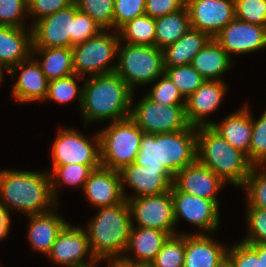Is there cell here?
<instances>
[{
    "label": "cell",
    "instance_id": "cell-46",
    "mask_svg": "<svg viewBox=\"0 0 266 267\" xmlns=\"http://www.w3.org/2000/svg\"><path fill=\"white\" fill-rule=\"evenodd\" d=\"M74 0H28V14L40 20L71 5Z\"/></svg>",
    "mask_w": 266,
    "mask_h": 267
},
{
    "label": "cell",
    "instance_id": "cell-10",
    "mask_svg": "<svg viewBox=\"0 0 266 267\" xmlns=\"http://www.w3.org/2000/svg\"><path fill=\"white\" fill-rule=\"evenodd\" d=\"M53 166L82 164L101 165L100 137L94 143L82 133L72 129H60L52 146Z\"/></svg>",
    "mask_w": 266,
    "mask_h": 267
},
{
    "label": "cell",
    "instance_id": "cell-34",
    "mask_svg": "<svg viewBox=\"0 0 266 267\" xmlns=\"http://www.w3.org/2000/svg\"><path fill=\"white\" fill-rule=\"evenodd\" d=\"M185 234L170 236L153 260L154 267H184Z\"/></svg>",
    "mask_w": 266,
    "mask_h": 267
},
{
    "label": "cell",
    "instance_id": "cell-26",
    "mask_svg": "<svg viewBox=\"0 0 266 267\" xmlns=\"http://www.w3.org/2000/svg\"><path fill=\"white\" fill-rule=\"evenodd\" d=\"M28 239L34 250L46 256L50 253L59 232L68 223L53 210L28 216Z\"/></svg>",
    "mask_w": 266,
    "mask_h": 267
},
{
    "label": "cell",
    "instance_id": "cell-33",
    "mask_svg": "<svg viewBox=\"0 0 266 267\" xmlns=\"http://www.w3.org/2000/svg\"><path fill=\"white\" fill-rule=\"evenodd\" d=\"M164 73L178 88L179 92L184 97L183 100H186L206 81V79L190 64L165 67Z\"/></svg>",
    "mask_w": 266,
    "mask_h": 267
},
{
    "label": "cell",
    "instance_id": "cell-5",
    "mask_svg": "<svg viewBox=\"0 0 266 267\" xmlns=\"http://www.w3.org/2000/svg\"><path fill=\"white\" fill-rule=\"evenodd\" d=\"M197 161L235 187L244 185L253 166L245 153L232 147L210 126L197 127Z\"/></svg>",
    "mask_w": 266,
    "mask_h": 267
},
{
    "label": "cell",
    "instance_id": "cell-9",
    "mask_svg": "<svg viewBox=\"0 0 266 267\" xmlns=\"http://www.w3.org/2000/svg\"><path fill=\"white\" fill-rule=\"evenodd\" d=\"M135 105L131 108L130 117L144 133H172L191 126L186 117L185 105H160L147 95Z\"/></svg>",
    "mask_w": 266,
    "mask_h": 267
},
{
    "label": "cell",
    "instance_id": "cell-11",
    "mask_svg": "<svg viewBox=\"0 0 266 267\" xmlns=\"http://www.w3.org/2000/svg\"><path fill=\"white\" fill-rule=\"evenodd\" d=\"M128 204L131 217L138 223L137 227L156 229L170 236L177 235L171 191L129 199Z\"/></svg>",
    "mask_w": 266,
    "mask_h": 267
},
{
    "label": "cell",
    "instance_id": "cell-15",
    "mask_svg": "<svg viewBox=\"0 0 266 267\" xmlns=\"http://www.w3.org/2000/svg\"><path fill=\"white\" fill-rule=\"evenodd\" d=\"M191 28L216 36L235 18L234 0H186Z\"/></svg>",
    "mask_w": 266,
    "mask_h": 267
},
{
    "label": "cell",
    "instance_id": "cell-51",
    "mask_svg": "<svg viewBox=\"0 0 266 267\" xmlns=\"http://www.w3.org/2000/svg\"><path fill=\"white\" fill-rule=\"evenodd\" d=\"M219 267H233V266L227 259H225Z\"/></svg>",
    "mask_w": 266,
    "mask_h": 267
},
{
    "label": "cell",
    "instance_id": "cell-21",
    "mask_svg": "<svg viewBox=\"0 0 266 267\" xmlns=\"http://www.w3.org/2000/svg\"><path fill=\"white\" fill-rule=\"evenodd\" d=\"M17 70H21V73L12 89L11 97L20 103L45 100L49 81L42 72L37 59H33L32 55L27 60L12 67L8 74L14 75Z\"/></svg>",
    "mask_w": 266,
    "mask_h": 267
},
{
    "label": "cell",
    "instance_id": "cell-38",
    "mask_svg": "<svg viewBox=\"0 0 266 267\" xmlns=\"http://www.w3.org/2000/svg\"><path fill=\"white\" fill-rule=\"evenodd\" d=\"M252 127L249 162L253 166L266 167V111L257 121L252 118Z\"/></svg>",
    "mask_w": 266,
    "mask_h": 267
},
{
    "label": "cell",
    "instance_id": "cell-36",
    "mask_svg": "<svg viewBox=\"0 0 266 267\" xmlns=\"http://www.w3.org/2000/svg\"><path fill=\"white\" fill-rule=\"evenodd\" d=\"M78 10L88 14L103 30L113 28L114 0H74Z\"/></svg>",
    "mask_w": 266,
    "mask_h": 267
},
{
    "label": "cell",
    "instance_id": "cell-7",
    "mask_svg": "<svg viewBox=\"0 0 266 267\" xmlns=\"http://www.w3.org/2000/svg\"><path fill=\"white\" fill-rule=\"evenodd\" d=\"M116 73L134 91L136 85H147L164 74L163 51L156 46L123 44L118 46Z\"/></svg>",
    "mask_w": 266,
    "mask_h": 267
},
{
    "label": "cell",
    "instance_id": "cell-47",
    "mask_svg": "<svg viewBox=\"0 0 266 267\" xmlns=\"http://www.w3.org/2000/svg\"><path fill=\"white\" fill-rule=\"evenodd\" d=\"M185 5L186 0H146L145 14L156 19L175 13Z\"/></svg>",
    "mask_w": 266,
    "mask_h": 267
},
{
    "label": "cell",
    "instance_id": "cell-2",
    "mask_svg": "<svg viewBox=\"0 0 266 267\" xmlns=\"http://www.w3.org/2000/svg\"><path fill=\"white\" fill-rule=\"evenodd\" d=\"M86 79L81 87L85 125L91 121L114 122L130 117L134 92L116 72Z\"/></svg>",
    "mask_w": 266,
    "mask_h": 267
},
{
    "label": "cell",
    "instance_id": "cell-44",
    "mask_svg": "<svg viewBox=\"0 0 266 267\" xmlns=\"http://www.w3.org/2000/svg\"><path fill=\"white\" fill-rule=\"evenodd\" d=\"M27 4L28 0H0V25L25 27L22 17L28 14Z\"/></svg>",
    "mask_w": 266,
    "mask_h": 267
},
{
    "label": "cell",
    "instance_id": "cell-27",
    "mask_svg": "<svg viewBox=\"0 0 266 267\" xmlns=\"http://www.w3.org/2000/svg\"><path fill=\"white\" fill-rule=\"evenodd\" d=\"M211 37L200 30L190 28L176 42L162 49L164 67H174L191 64L193 58L206 45Z\"/></svg>",
    "mask_w": 266,
    "mask_h": 267
},
{
    "label": "cell",
    "instance_id": "cell-43",
    "mask_svg": "<svg viewBox=\"0 0 266 267\" xmlns=\"http://www.w3.org/2000/svg\"><path fill=\"white\" fill-rule=\"evenodd\" d=\"M248 235L244 240L247 244H266V209L247 206Z\"/></svg>",
    "mask_w": 266,
    "mask_h": 267
},
{
    "label": "cell",
    "instance_id": "cell-28",
    "mask_svg": "<svg viewBox=\"0 0 266 267\" xmlns=\"http://www.w3.org/2000/svg\"><path fill=\"white\" fill-rule=\"evenodd\" d=\"M190 65L206 80L221 81V75L232 65V57L214 38H211Z\"/></svg>",
    "mask_w": 266,
    "mask_h": 267
},
{
    "label": "cell",
    "instance_id": "cell-19",
    "mask_svg": "<svg viewBox=\"0 0 266 267\" xmlns=\"http://www.w3.org/2000/svg\"><path fill=\"white\" fill-rule=\"evenodd\" d=\"M224 81L206 80L192 95L186 99L185 110L191 126H210L213 121L205 117L218 109L227 91Z\"/></svg>",
    "mask_w": 266,
    "mask_h": 267
},
{
    "label": "cell",
    "instance_id": "cell-4",
    "mask_svg": "<svg viewBox=\"0 0 266 267\" xmlns=\"http://www.w3.org/2000/svg\"><path fill=\"white\" fill-rule=\"evenodd\" d=\"M99 212L88 224L87 236L93 257L114 261L126 250L132 226L128 201L113 206L99 207Z\"/></svg>",
    "mask_w": 266,
    "mask_h": 267
},
{
    "label": "cell",
    "instance_id": "cell-40",
    "mask_svg": "<svg viewBox=\"0 0 266 267\" xmlns=\"http://www.w3.org/2000/svg\"><path fill=\"white\" fill-rule=\"evenodd\" d=\"M235 18L266 26V0H234Z\"/></svg>",
    "mask_w": 266,
    "mask_h": 267
},
{
    "label": "cell",
    "instance_id": "cell-13",
    "mask_svg": "<svg viewBox=\"0 0 266 267\" xmlns=\"http://www.w3.org/2000/svg\"><path fill=\"white\" fill-rule=\"evenodd\" d=\"M87 254L91 262L84 260ZM48 257L66 267H89L98 263L91 253L85 229L70 225L69 222L59 232Z\"/></svg>",
    "mask_w": 266,
    "mask_h": 267
},
{
    "label": "cell",
    "instance_id": "cell-25",
    "mask_svg": "<svg viewBox=\"0 0 266 267\" xmlns=\"http://www.w3.org/2000/svg\"><path fill=\"white\" fill-rule=\"evenodd\" d=\"M133 221L134 220L132 219L128 244L124 252L125 255H123L121 258L135 262L152 263L170 235L166 232L156 229L143 227L136 228L133 225ZM129 251L135 253L134 259L130 258V256L127 257Z\"/></svg>",
    "mask_w": 266,
    "mask_h": 267
},
{
    "label": "cell",
    "instance_id": "cell-16",
    "mask_svg": "<svg viewBox=\"0 0 266 267\" xmlns=\"http://www.w3.org/2000/svg\"><path fill=\"white\" fill-rule=\"evenodd\" d=\"M122 190L124 184L135 191V195L125 197V200L136 197L159 195L171 191L174 176L167 169H152L147 166L131 163L120 171Z\"/></svg>",
    "mask_w": 266,
    "mask_h": 267
},
{
    "label": "cell",
    "instance_id": "cell-32",
    "mask_svg": "<svg viewBox=\"0 0 266 267\" xmlns=\"http://www.w3.org/2000/svg\"><path fill=\"white\" fill-rule=\"evenodd\" d=\"M102 165H82L70 164L53 166L50 171L52 194L56 201L57 186L59 182H64L70 186H82L84 188L85 182L88 180L90 173ZM61 180V181H60Z\"/></svg>",
    "mask_w": 266,
    "mask_h": 267
},
{
    "label": "cell",
    "instance_id": "cell-48",
    "mask_svg": "<svg viewBox=\"0 0 266 267\" xmlns=\"http://www.w3.org/2000/svg\"><path fill=\"white\" fill-rule=\"evenodd\" d=\"M10 211L0 203V240L6 238L10 228Z\"/></svg>",
    "mask_w": 266,
    "mask_h": 267
},
{
    "label": "cell",
    "instance_id": "cell-50",
    "mask_svg": "<svg viewBox=\"0 0 266 267\" xmlns=\"http://www.w3.org/2000/svg\"><path fill=\"white\" fill-rule=\"evenodd\" d=\"M257 255L261 258V267H266V244H257Z\"/></svg>",
    "mask_w": 266,
    "mask_h": 267
},
{
    "label": "cell",
    "instance_id": "cell-6",
    "mask_svg": "<svg viewBox=\"0 0 266 267\" xmlns=\"http://www.w3.org/2000/svg\"><path fill=\"white\" fill-rule=\"evenodd\" d=\"M98 133L102 167L120 171L135 162L144 132L131 117L111 122Z\"/></svg>",
    "mask_w": 266,
    "mask_h": 267
},
{
    "label": "cell",
    "instance_id": "cell-49",
    "mask_svg": "<svg viewBox=\"0 0 266 267\" xmlns=\"http://www.w3.org/2000/svg\"><path fill=\"white\" fill-rule=\"evenodd\" d=\"M114 263L116 267H154L153 263L135 262L123 258L114 260Z\"/></svg>",
    "mask_w": 266,
    "mask_h": 267
},
{
    "label": "cell",
    "instance_id": "cell-1",
    "mask_svg": "<svg viewBox=\"0 0 266 267\" xmlns=\"http://www.w3.org/2000/svg\"><path fill=\"white\" fill-rule=\"evenodd\" d=\"M0 203L27 216L56 209L50 174L47 172L0 170Z\"/></svg>",
    "mask_w": 266,
    "mask_h": 267
},
{
    "label": "cell",
    "instance_id": "cell-37",
    "mask_svg": "<svg viewBox=\"0 0 266 267\" xmlns=\"http://www.w3.org/2000/svg\"><path fill=\"white\" fill-rule=\"evenodd\" d=\"M260 173L257 166H252L242 188L247 190V204L251 207L266 209V170L261 166Z\"/></svg>",
    "mask_w": 266,
    "mask_h": 267
},
{
    "label": "cell",
    "instance_id": "cell-22",
    "mask_svg": "<svg viewBox=\"0 0 266 267\" xmlns=\"http://www.w3.org/2000/svg\"><path fill=\"white\" fill-rule=\"evenodd\" d=\"M27 31V32H26ZM29 32V33H28ZM32 29L0 25V75L32 56ZM4 69V70H3Z\"/></svg>",
    "mask_w": 266,
    "mask_h": 267
},
{
    "label": "cell",
    "instance_id": "cell-42",
    "mask_svg": "<svg viewBox=\"0 0 266 267\" xmlns=\"http://www.w3.org/2000/svg\"><path fill=\"white\" fill-rule=\"evenodd\" d=\"M228 247L226 259L233 267H261V258L257 255V244L243 241Z\"/></svg>",
    "mask_w": 266,
    "mask_h": 267
},
{
    "label": "cell",
    "instance_id": "cell-8",
    "mask_svg": "<svg viewBox=\"0 0 266 267\" xmlns=\"http://www.w3.org/2000/svg\"><path fill=\"white\" fill-rule=\"evenodd\" d=\"M107 31L102 30L98 35L72 47L76 75L85 77L89 73L92 77L116 71V63L113 66L108 64L118 54V46L122 40L118 31H111V34L106 33Z\"/></svg>",
    "mask_w": 266,
    "mask_h": 267
},
{
    "label": "cell",
    "instance_id": "cell-53",
    "mask_svg": "<svg viewBox=\"0 0 266 267\" xmlns=\"http://www.w3.org/2000/svg\"><path fill=\"white\" fill-rule=\"evenodd\" d=\"M3 78H4V77H2V76L0 75V83L4 80Z\"/></svg>",
    "mask_w": 266,
    "mask_h": 267
},
{
    "label": "cell",
    "instance_id": "cell-39",
    "mask_svg": "<svg viewBox=\"0 0 266 267\" xmlns=\"http://www.w3.org/2000/svg\"><path fill=\"white\" fill-rule=\"evenodd\" d=\"M158 82L153 84V88L146 94L151 100L160 105H185L186 100L173 84L169 77L164 73L158 78ZM160 79V80H159Z\"/></svg>",
    "mask_w": 266,
    "mask_h": 267
},
{
    "label": "cell",
    "instance_id": "cell-12",
    "mask_svg": "<svg viewBox=\"0 0 266 267\" xmlns=\"http://www.w3.org/2000/svg\"><path fill=\"white\" fill-rule=\"evenodd\" d=\"M75 2L68 7L33 21V47H73Z\"/></svg>",
    "mask_w": 266,
    "mask_h": 267
},
{
    "label": "cell",
    "instance_id": "cell-3",
    "mask_svg": "<svg viewBox=\"0 0 266 267\" xmlns=\"http://www.w3.org/2000/svg\"><path fill=\"white\" fill-rule=\"evenodd\" d=\"M197 160V127L172 133H143L136 164L167 169L173 176Z\"/></svg>",
    "mask_w": 266,
    "mask_h": 267
},
{
    "label": "cell",
    "instance_id": "cell-52",
    "mask_svg": "<svg viewBox=\"0 0 266 267\" xmlns=\"http://www.w3.org/2000/svg\"><path fill=\"white\" fill-rule=\"evenodd\" d=\"M89 267H97V266H96V263H95L94 265L89 266ZM108 267H116L114 261H109V263H108Z\"/></svg>",
    "mask_w": 266,
    "mask_h": 267
},
{
    "label": "cell",
    "instance_id": "cell-29",
    "mask_svg": "<svg viewBox=\"0 0 266 267\" xmlns=\"http://www.w3.org/2000/svg\"><path fill=\"white\" fill-rule=\"evenodd\" d=\"M39 54L37 60L48 81L65 78L75 74L73 69V51L67 47H33L32 55Z\"/></svg>",
    "mask_w": 266,
    "mask_h": 267
},
{
    "label": "cell",
    "instance_id": "cell-31",
    "mask_svg": "<svg viewBox=\"0 0 266 267\" xmlns=\"http://www.w3.org/2000/svg\"><path fill=\"white\" fill-rule=\"evenodd\" d=\"M117 31L120 40H125L127 44L155 46V18L147 14L132 19Z\"/></svg>",
    "mask_w": 266,
    "mask_h": 267
},
{
    "label": "cell",
    "instance_id": "cell-35",
    "mask_svg": "<svg viewBox=\"0 0 266 267\" xmlns=\"http://www.w3.org/2000/svg\"><path fill=\"white\" fill-rule=\"evenodd\" d=\"M79 78L81 80L84 79L83 77L73 74L65 78L49 81L48 92L45 100H53L55 102L63 104L71 101L74 98H78L81 108L83 89H80V87H78L77 81Z\"/></svg>",
    "mask_w": 266,
    "mask_h": 267
},
{
    "label": "cell",
    "instance_id": "cell-14",
    "mask_svg": "<svg viewBox=\"0 0 266 267\" xmlns=\"http://www.w3.org/2000/svg\"><path fill=\"white\" fill-rule=\"evenodd\" d=\"M174 203L175 224L180 217L207 232L217 230L219 227V202L200 198L182 191L174 185L171 188Z\"/></svg>",
    "mask_w": 266,
    "mask_h": 267
},
{
    "label": "cell",
    "instance_id": "cell-45",
    "mask_svg": "<svg viewBox=\"0 0 266 267\" xmlns=\"http://www.w3.org/2000/svg\"><path fill=\"white\" fill-rule=\"evenodd\" d=\"M102 30V27L88 14L78 10L75 3L73 46L98 35Z\"/></svg>",
    "mask_w": 266,
    "mask_h": 267
},
{
    "label": "cell",
    "instance_id": "cell-17",
    "mask_svg": "<svg viewBox=\"0 0 266 267\" xmlns=\"http://www.w3.org/2000/svg\"><path fill=\"white\" fill-rule=\"evenodd\" d=\"M213 38L230 57L231 54L252 53L266 47V26L234 18Z\"/></svg>",
    "mask_w": 266,
    "mask_h": 267
},
{
    "label": "cell",
    "instance_id": "cell-20",
    "mask_svg": "<svg viewBox=\"0 0 266 267\" xmlns=\"http://www.w3.org/2000/svg\"><path fill=\"white\" fill-rule=\"evenodd\" d=\"M83 190L86 199L98 208L113 206L126 201L119 171L102 166L90 173Z\"/></svg>",
    "mask_w": 266,
    "mask_h": 267
},
{
    "label": "cell",
    "instance_id": "cell-41",
    "mask_svg": "<svg viewBox=\"0 0 266 267\" xmlns=\"http://www.w3.org/2000/svg\"><path fill=\"white\" fill-rule=\"evenodd\" d=\"M146 0H114L113 28L120 29L132 19L145 14Z\"/></svg>",
    "mask_w": 266,
    "mask_h": 267
},
{
    "label": "cell",
    "instance_id": "cell-23",
    "mask_svg": "<svg viewBox=\"0 0 266 267\" xmlns=\"http://www.w3.org/2000/svg\"><path fill=\"white\" fill-rule=\"evenodd\" d=\"M227 247L204 233H185L184 267H219L227 257Z\"/></svg>",
    "mask_w": 266,
    "mask_h": 267
},
{
    "label": "cell",
    "instance_id": "cell-30",
    "mask_svg": "<svg viewBox=\"0 0 266 267\" xmlns=\"http://www.w3.org/2000/svg\"><path fill=\"white\" fill-rule=\"evenodd\" d=\"M156 34L155 46L165 48L176 42L191 28L190 16L187 7L155 19Z\"/></svg>",
    "mask_w": 266,
    "mask_h": 267
},
{
    "label": "cell",
    "instance_id": "cell-18",
    "mask_svg": "<svg viewBox=\"0 0 266 267\" xmlns=\"http://www.w3.org/2000/svg\"><path fill=\"white\" fill-rule=\"evenodd\" d=\"M224 183L216 173L197 160L178 171L173 178V185L179 191L212 201H218L216 196Z\"/></svg>",
    "mask_w": 266,
    "mask_h": 267
},
{
    "label": "cell",
    "instance_id": "cell-24",
    "mask_svg": "<svg viewBox=\"0 0 266 267\" xmlns=\"http://www.w3.org/2000/svg\"><path fill=\"white\" fill-rule=\"evenodd\" d=\"M210 127L232 147L245 153L249 160L253 127L252 115L247 106L229 114L221 124L213 122Z\"/></svg>",
    "mask_w": 266,
    "mask_h": 267
}]
</instances>
